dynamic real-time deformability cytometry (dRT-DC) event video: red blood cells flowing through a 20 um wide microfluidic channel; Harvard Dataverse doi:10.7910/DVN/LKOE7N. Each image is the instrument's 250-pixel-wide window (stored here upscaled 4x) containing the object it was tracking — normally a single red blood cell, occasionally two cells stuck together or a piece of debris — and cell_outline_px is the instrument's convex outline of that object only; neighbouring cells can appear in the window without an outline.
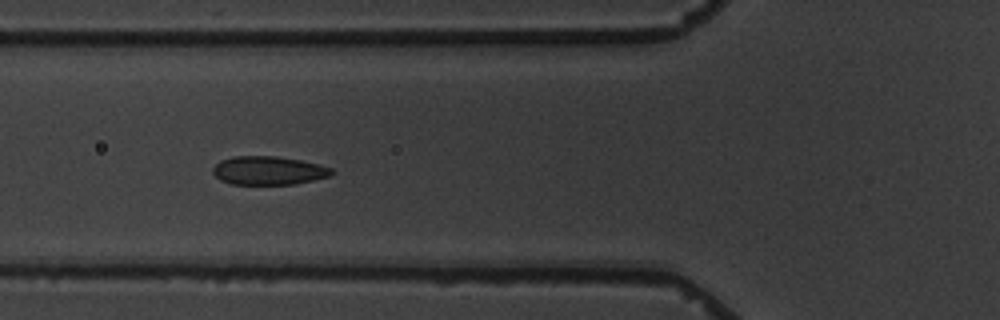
{"species": "common noctule bat (a hibernating species)", "species_latin": "Nyctalus noctula", "temperature_condition": "warm", "stored_images_in_passage": 5, "camera_frame_rate_fps": 3000, "um_per_image_px": 0.085, "animal": {"sex": "male", "body_mass_g": 19.5, "forearm_length_mm": 54.6}, "frame": {"image": 1, "passage_image": 4, "time_ms": 5.0, "image_size_px": [1000, 320], "cell_outline_px": [[336, 172], [328, 176], [296, 184], [232, 184], [220, 180], [212, 172], [212, 168], [220, 160], [232, 156], [276, 156], [300, 160], [320, 164], [332, 168]], "centroid_in_image_um": [22.82, 14.49], "position_along_channel_um": 103.0, "area_um2": 19.83}}
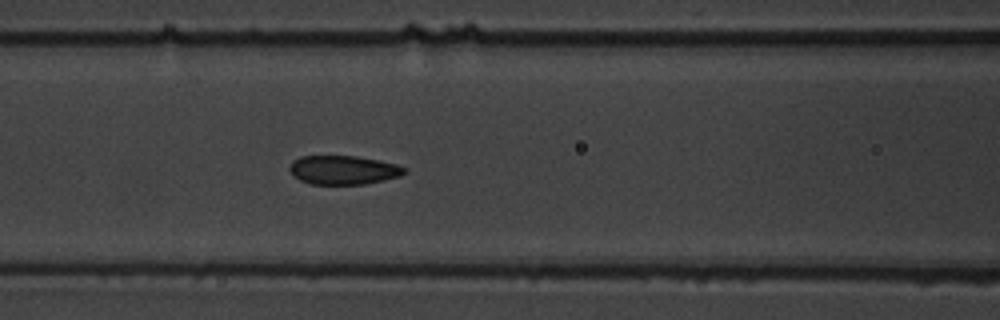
{"frame": {"image": 2, "passage_image": 5, "time_ms": 6.0, "image_size_px": [1000, 320], "cell_outline_px": [[408, 172], [400, 176], [384, 180], [364, 184], [308, 184], [292, 176], [288, 168], [292, 160], [300, 156], [356, 156], [396, 164], [408, 168]], "centroid_in_image_um": [29.16, 14.45], "position_along_channel_um": 137.4, "area_um2": 19.54}}